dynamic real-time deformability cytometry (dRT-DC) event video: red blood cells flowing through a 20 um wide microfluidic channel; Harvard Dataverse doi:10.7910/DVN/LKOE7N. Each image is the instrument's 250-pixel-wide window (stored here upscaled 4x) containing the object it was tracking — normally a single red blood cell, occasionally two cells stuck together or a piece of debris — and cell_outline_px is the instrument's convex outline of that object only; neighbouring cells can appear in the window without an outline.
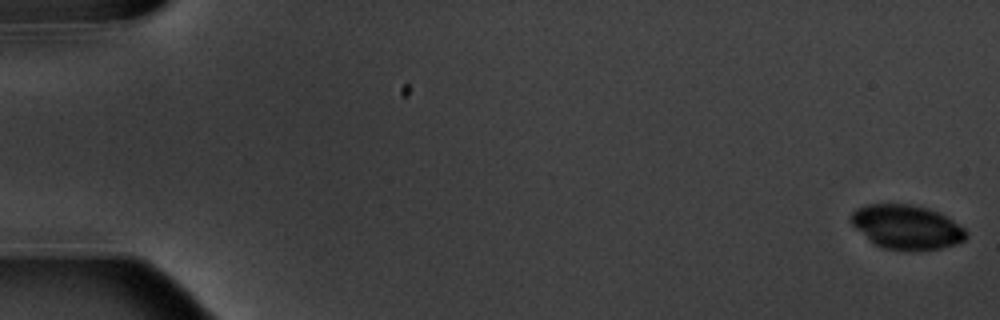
{"species": "common noctule bat (a hibernating species)", "species_latin": "Nyctalus noctula", "temperature_condition": "warm", "stored_images_in_passage": 5, "camera_frame_rate_fps": 3000, "um_per_image_px": 0.085, "animal": {"sex": "male", "body_mass_g": 20.1, "forearm_length_mm": 53.5}, "frame": {"image": 1, "passage_image": 1, "time_ms": 0.0, "image_size_px": [1000, 320], "cell_outline_px": [[968, 236], [964, 240], [956, 244], [940, 248], [908, 252], [904, 252], [880, 248], [872, 244], [848, 220], [852, 212], [856, 208], [868, 204], [912, 204], [928, 208], [940, 212], [964, 228], [968, 232]], "centroid_in_image_um": [77.04, 19.32], "position_along_channel_um": 8.0, "area_um2": 30.35}}
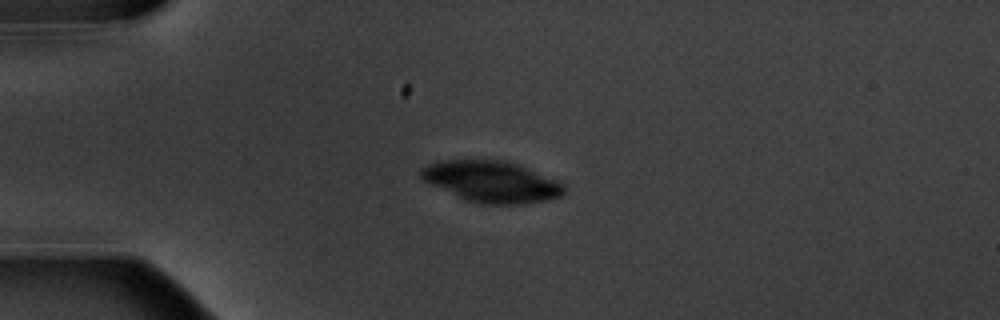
{"frame": {"image": 2, "passage_image": 5, "time_ms": 4.667, "image_size_px": [1000, 320], "cell_outline_px": [[564, 192], [560, 196], [548, 200], [528, 204], [480, 204], [468, 200], [432, 184], [424, 180], [420, 176], [420, 168], [428, 164], [440, 160], [504, 160], [516, 164], [560, 180], [564, 184]], "centroid_in_image_um": [41.84, 15.44], "position_along_channel_um": 43.2, "area_um2": 34.22}}